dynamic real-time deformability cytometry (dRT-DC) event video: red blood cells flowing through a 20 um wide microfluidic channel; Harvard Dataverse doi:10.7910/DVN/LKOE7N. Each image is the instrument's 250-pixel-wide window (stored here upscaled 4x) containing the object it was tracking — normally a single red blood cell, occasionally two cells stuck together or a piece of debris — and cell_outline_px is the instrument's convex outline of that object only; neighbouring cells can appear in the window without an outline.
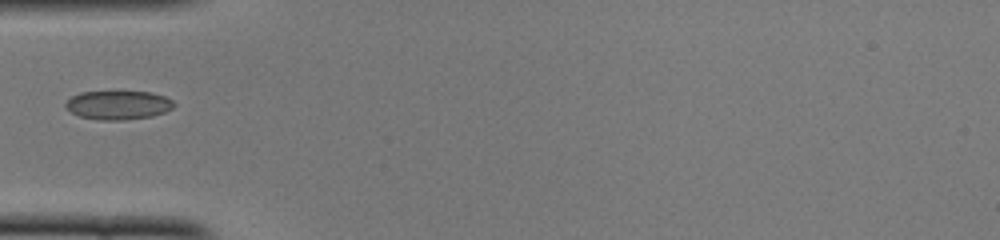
{"species": "common noctule bat (a hibernating species)", "species_latin": "Nyctalus noctula", "temperature_condition": "cold", "stored_images_in_passage": 35, "camera_frame_rate_fps": 3000, "um_per_image_px": 0.085, "animal": {"sex": "female", "body_mass_g": 22.0, "forearm_length_mm": 56.7}, "frame": {"image": 1, "passage_image": 1, "time_ms": 0.0, "image_size_px": [1000, 240], "cell_outline_px": [[176, 104], [172, 108], [164, 112], [152, 116], [124, 120], [100, 120], [80, 116], [72, 112], [64, 104], [72, 96], [80, 92], [152, 92], [164, 96], [172, 100]], "centroid_in_image_um": [10.07, 8.93], "position_along_channel_um": 74.9, "area_um2": 18.03}}
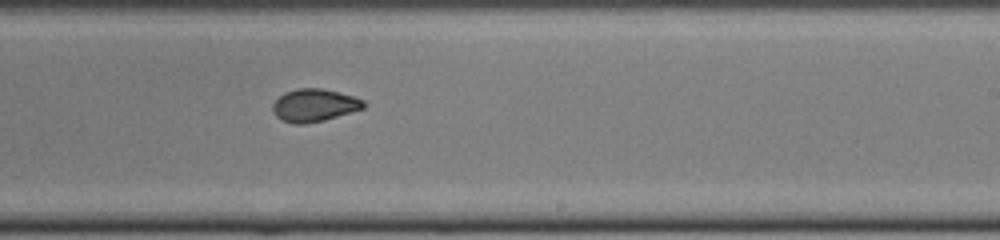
{"frame": {"image": 2, "passage_image": 15, "time_ms": 4.667, "image_size_px": [1000, 240], "cell_outline_px": [[368, 104], [364, 108], [324, 120], [304, 124], [292, 124], [280, 120], [272, 112], [272, 104], [284, 92], [296, 88], [320, 88], [352, 96], [364, 100]], "centroid_in_image_um": [26.68, 8.96], "position_along_channel_um": 262.3, "area_um2": 17.4}}
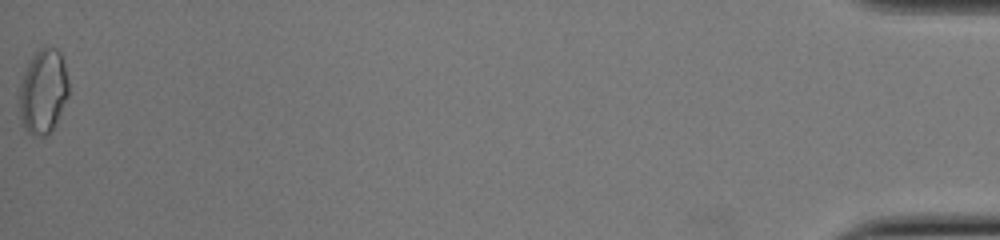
{"frame": {"image": 3, "passage_image": 35, "time_ms": 11.333, "image_size_px": [1000, 240], "cell_outline_px": [[68, 96], [56, 124], [44, 136], [32, 136], [24, 128], [20, 120], [16, 92], [16, 88], [32, 56], [44, 44], [56, 48], [60, 52], [64, 64], [68, 80]], "centroid_in_image_um": [3.61, 7.76], "position_along_channel_um": 431.6, "area_um2": 25.03}}